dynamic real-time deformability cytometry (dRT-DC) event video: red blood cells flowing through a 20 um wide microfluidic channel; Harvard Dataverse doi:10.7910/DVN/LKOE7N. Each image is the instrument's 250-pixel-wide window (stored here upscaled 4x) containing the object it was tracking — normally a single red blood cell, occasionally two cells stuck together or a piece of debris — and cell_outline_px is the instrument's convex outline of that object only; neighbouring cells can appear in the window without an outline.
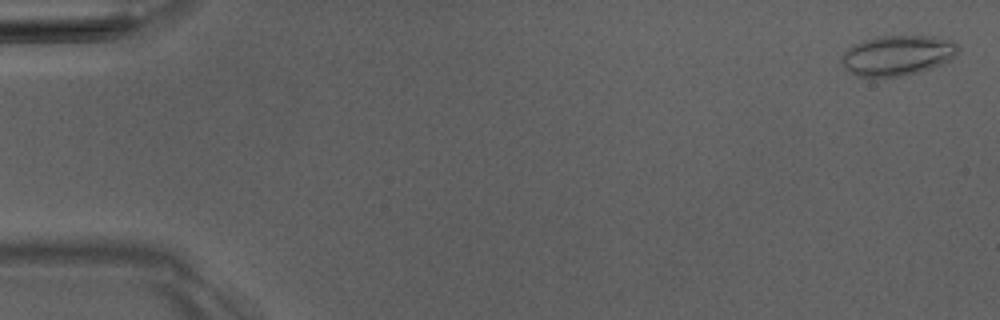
{"species": "Egyptian fruit bat (a non-hibernating species)", "species_latin": "Rousettus aegyptiacus", "temperature_condition": "room temperature", "stored_images_in_passage": 4, "camera_frame_rate_fps": 3000, "um_per_image_px": 0.085, "animal": {"sex": "male"}, "frame": {"image": 1, "passage_image": 1, "time_ms": 0.0, "image_size_px": [1000, 320], "cell_outline_px": [[960, 48], [948, 60], [940, 64], [916, 72], [900, 76], [856, 76], [844, 68], [840, 60], [844, 52], [848, 48], [864, 40], [880, 36], [932, 36], [952, 40]], "centroid_in_image_um": [76.24, 4.69], "position_along_channel_um": 8.8, "area_um2": 26.76}}